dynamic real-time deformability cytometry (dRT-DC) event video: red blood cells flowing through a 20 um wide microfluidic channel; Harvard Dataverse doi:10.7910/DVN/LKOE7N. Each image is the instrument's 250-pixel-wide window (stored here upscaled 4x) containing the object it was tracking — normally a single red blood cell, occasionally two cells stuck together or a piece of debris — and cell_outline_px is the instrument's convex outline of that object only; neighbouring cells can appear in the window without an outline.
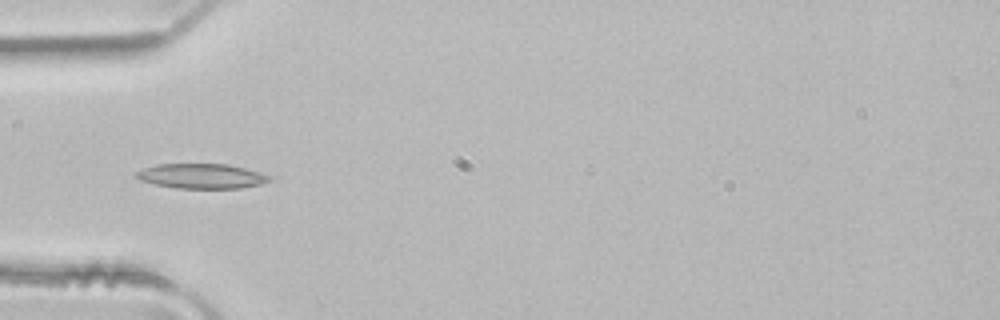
{"species": "common noctule bat (a hibernating species)", "species_latin": "Nyctalus noctula", "temperature_condition": "room temperature", "stored_images_in_passage": 3, "camera_frame_rate_fps": 3000, "um_per_image_px": 0.085, "animal": {"sex": "male", "body_mass_g": 21.5, "forearm_length_mm": 52.0}, "frame": {"image": 1, "passage_image": 3, "time_ms": 0.667, "image_size_px": [1000, 320], "cell_outline_px": [[268, 180], [260, 184], [240, 188], [176, 188], [156, 184], [140, 180], [136, 176], [136, 172], [144, 168], [156, 164], [228, 164], [244, 168], [268, 176]], "centroid_in_image_um": [17.06, 14.96], "position_along_channel_um": 67.9, "area_um2": 18.84}}